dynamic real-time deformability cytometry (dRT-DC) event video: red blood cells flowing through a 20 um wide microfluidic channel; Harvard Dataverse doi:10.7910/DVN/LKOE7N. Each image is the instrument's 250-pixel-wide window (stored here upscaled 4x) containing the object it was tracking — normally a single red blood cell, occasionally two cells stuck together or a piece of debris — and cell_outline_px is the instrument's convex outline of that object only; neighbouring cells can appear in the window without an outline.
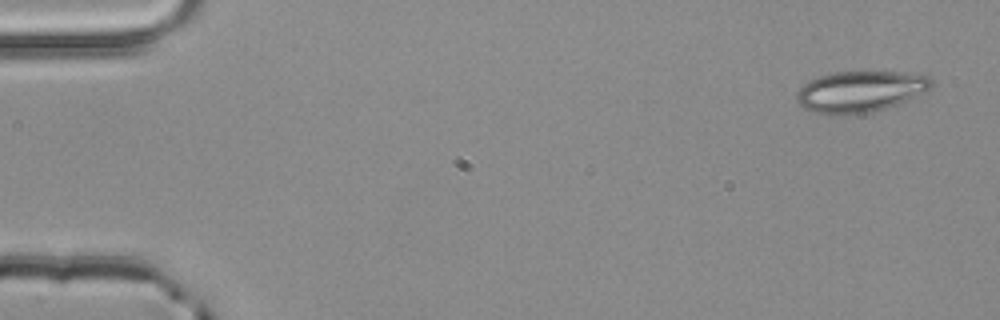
{"species": "common noctule bat (a hibernating species)", "species_latin": "Nyctalus noctula", "temperature_condition": "room temperature", "stored_images_in_passage": 4, "camera_frame_rate_fps": 3000, "um_per_image_px": 0.085, "animal": {"sex": "male", "body_mass_g": 20.4}, "frame": {"image": 1, "passage_image": 1, "time_ms": 0.0, "image_size_px": [1000, 320], "cell_outline_px": [[932, 84], [928, 88], [908, 100], [872, 112], [844, 116], [828, 116], [812, 112], [804, 108], [796, 100], [796, 92], [808, 80], [832, 72], [904, 72], [928, 76], [932, 80]], "centroid_in_image_um": [73.04, 7.8], "position_along_channel_um": 12.0, "area_um2": 32.48}}